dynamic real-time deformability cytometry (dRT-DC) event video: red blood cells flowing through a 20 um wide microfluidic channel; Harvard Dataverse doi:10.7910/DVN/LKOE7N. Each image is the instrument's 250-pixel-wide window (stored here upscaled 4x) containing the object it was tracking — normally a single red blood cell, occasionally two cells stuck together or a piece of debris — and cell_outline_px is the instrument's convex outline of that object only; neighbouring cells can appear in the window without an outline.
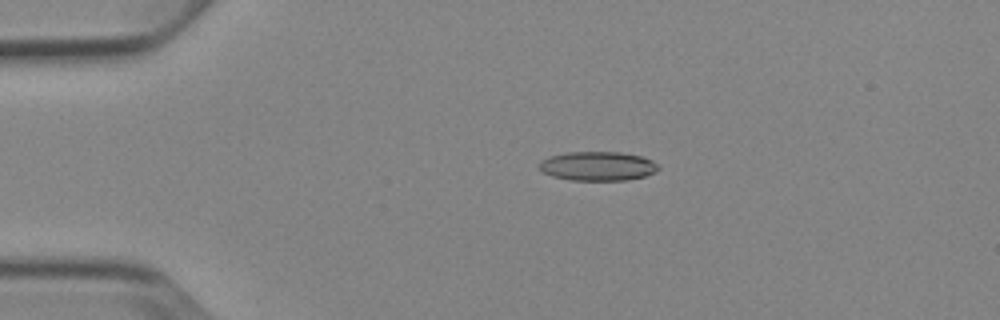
{"species": "Egyptian fruit bat (a non-hibernating species)", "species_latin": "Rousettus aegyptiacus", "temperature_condition": "cold", "stored_images_in_passage": 5, "camera_frame_rate_fps": 3000, "um_per_image_px": 0.085, "animal": {"sex": "female"}, "frame": {"image": 1, "passage_image": 4, "time_ms": 3.667, "image_size_px": [1000, 320], "cell_outline_px": [[660, 168], [656, 172], [644, 176], [628, 180], [572, 180], [552, 176], [544, 172], [540, 168], [540, 160], [548, 156], [568, 152], [620, 152], [640, 156], [652, 160], [660, 164]], "centroid_in_image_um": [50.84, 14.11], "position_along_channel_um": 34.2, "area_um2": 20.29}}